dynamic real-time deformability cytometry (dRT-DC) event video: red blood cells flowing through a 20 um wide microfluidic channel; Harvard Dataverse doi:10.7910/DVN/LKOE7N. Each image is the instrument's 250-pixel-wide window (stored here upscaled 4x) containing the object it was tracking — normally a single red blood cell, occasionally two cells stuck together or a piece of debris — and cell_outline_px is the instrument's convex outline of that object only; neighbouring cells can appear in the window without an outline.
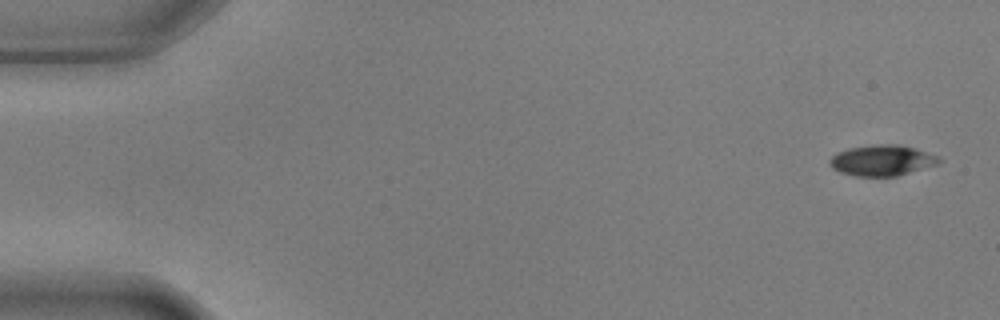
{"species": "common noctule bat (a hibernating species)", "species_latin": "Nyctalus noctula", "temperature_condition": "warm", "stored_images_in_passage": 5, "camera_frame_rate_fps": 3000, "um_per_image_px": 0.085, "animal": {"sex": "male", "body_mass_g": 17.9, "forearm_length_mm": 54.2}, "frame": {"image": 1, "passage_image": 1, "time_ms": 0.0, "image_size_px": [1000, 320], "cell_outline_px": [[944, 160], [940, 164], [896, 176], [856, 176], [840, 172], [832, 168], [828, 164], [828, 160], [836, 152], [848, 148], [876, 144], [900, 144], [916, 148], [940, 156]], "centroid_in_image_um": [75.01, 13.62], "position_along_channel_um": 10.0, "area_um2": 20.0}}
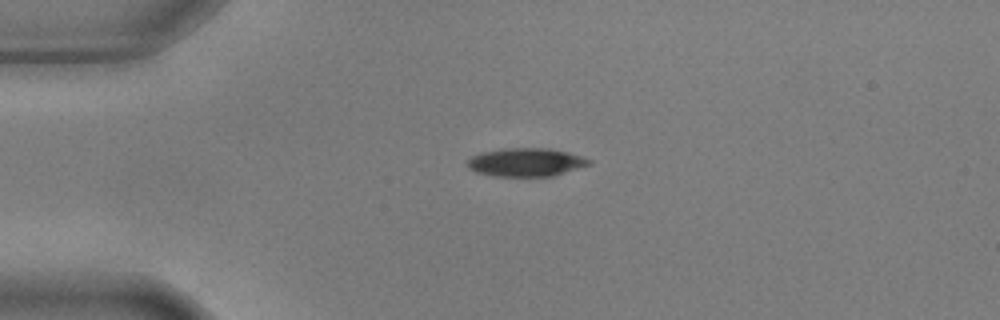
{"frame": {"image": 2, "passage_image": 4, "time_ms": 1.0, "image_size_px": [1000, 320], "cell_outline_px": [[592, 164], [552, 176], [492, 176], [476, 172], [468, 168], [464, 164], [472, 156], [480, 152], [500, 148], [548, 148], [568, 152], [592, 160]], "centroid_in_image_um": [44.66, 13.78], "position_along_channel_um": 40.3, "area_um2": 20.29}}